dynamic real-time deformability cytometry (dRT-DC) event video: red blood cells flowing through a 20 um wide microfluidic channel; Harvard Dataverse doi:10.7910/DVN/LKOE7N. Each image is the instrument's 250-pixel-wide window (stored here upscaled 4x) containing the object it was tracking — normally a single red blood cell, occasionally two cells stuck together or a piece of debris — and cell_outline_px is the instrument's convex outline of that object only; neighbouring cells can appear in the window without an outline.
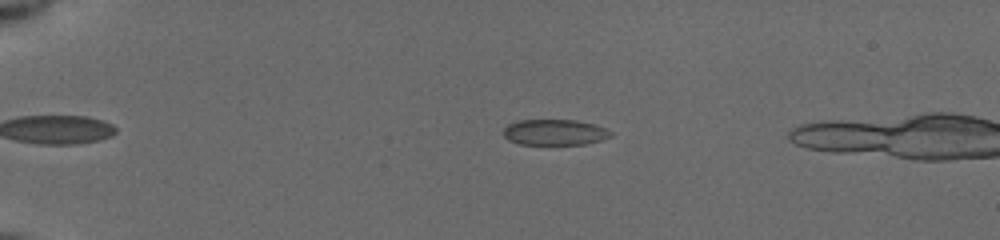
{"species": "common noctule bat (a hibernating species)", "species_latin": "Nyctalus noctula", "temperature_condition": "cold", "stored_images_in_passage": 47, "camera_frame_rate_fps": 3000, "um_per_image_px": 0.085, "animal": {"sex": "female", "body_mass_g": 19.5, "forearm_length_mm": 54.1}, "frame": {"image": 1, "passage_image": 2, "time_ms": 0.667, "image_size_px": [1000, 240], "cell_outline_px": [[612, 136], [600, 140], [584, 144], [520, 144], [508, 140], [504, 136], [504, 128], [508, 124], [520, 120], [576, 120], [592, 124], [604, 128], [612, 132]], "centroid_in_image_um": [47.13, 11.24], "position_along_channel_um": 37.9, "area_um2": 15.95}}
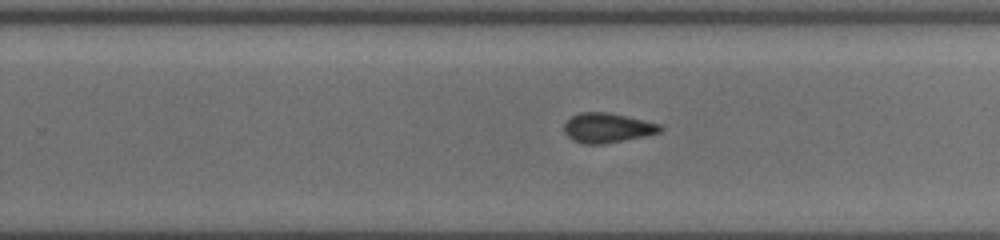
{"frame": {"image": 2, "passage_image": 29, "time_ms": 8.333, "image_size_px": [1000, 240], "cell_outline_px": [[664, 128], [660, 132], [644, 136], [604, 144], [584, 144], [572, 140], [564, 132], [564, 124], [572, 116], [580, 112], [604, 112], [624, 116], [660, 124]], "centroid_in_image_um": [51.6, 10.88], "position_along_channel_um": 278.2, "area_um2": 16.42}}
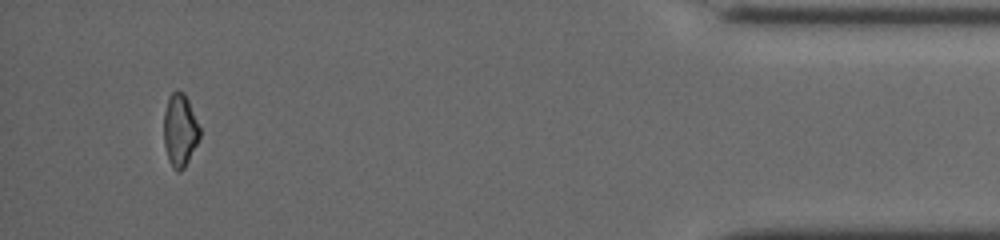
{"frame": {"image": 3, "passage_image": 46, "time_ms": 13.333, "image_size_px": [1000, 240], "cell_outline_px": [[200, 136], [184, 168], [180, 172], [176, 172], [172, 168], [168, 160], [164, 144], [164, 112], [168, 100], [172, 92], [184, 92], [188, 100], [200, 128]], "centroid_in_image_um": [15.28, 11.11], "position_along_channel_um": 419.9, "area_um2": 15.03}}